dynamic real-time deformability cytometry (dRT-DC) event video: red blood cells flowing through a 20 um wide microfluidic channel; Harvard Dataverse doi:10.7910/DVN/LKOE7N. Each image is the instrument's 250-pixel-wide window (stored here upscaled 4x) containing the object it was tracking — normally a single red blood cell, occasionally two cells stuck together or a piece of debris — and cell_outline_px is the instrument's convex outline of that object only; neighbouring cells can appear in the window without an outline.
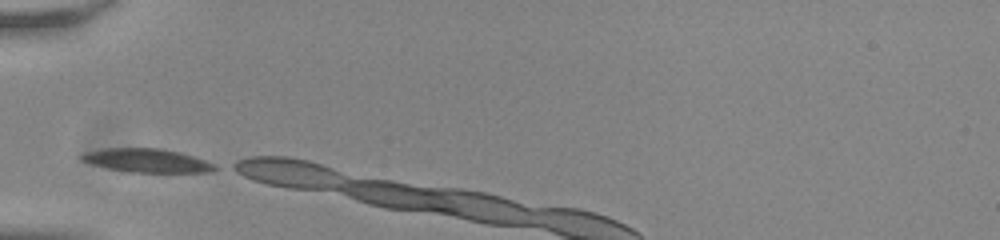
{"species": "common noctule bat (a hibernating species)", "species_latin": "Nyctalus noctula", "temperature_condition": "room temperature", "stored_images_in_passage": 4, "camera_frame_rate_fps": 3000, "um_per_image_px": 0.085, "animal": {"sex": "male", "body_mass_g": 20.0, "forearm_length_mm": 53.3}, "frame": {"image": 1, "passage_image": 1, "time_ms": 0.0, "image_size_px": [1000, 240], "cell_outline_px": [[220, 168], [212, 172], [128, 172], [108, 168], [92, 164], [80, 160], [80, 156], [84, 152], [104, 148], [160, 148], [180, 152], [216, 164]], "centroid_in_image_um": [12.5, 13.64], "position_along_channel_um": 72.5, "area_um2": 18.44}}